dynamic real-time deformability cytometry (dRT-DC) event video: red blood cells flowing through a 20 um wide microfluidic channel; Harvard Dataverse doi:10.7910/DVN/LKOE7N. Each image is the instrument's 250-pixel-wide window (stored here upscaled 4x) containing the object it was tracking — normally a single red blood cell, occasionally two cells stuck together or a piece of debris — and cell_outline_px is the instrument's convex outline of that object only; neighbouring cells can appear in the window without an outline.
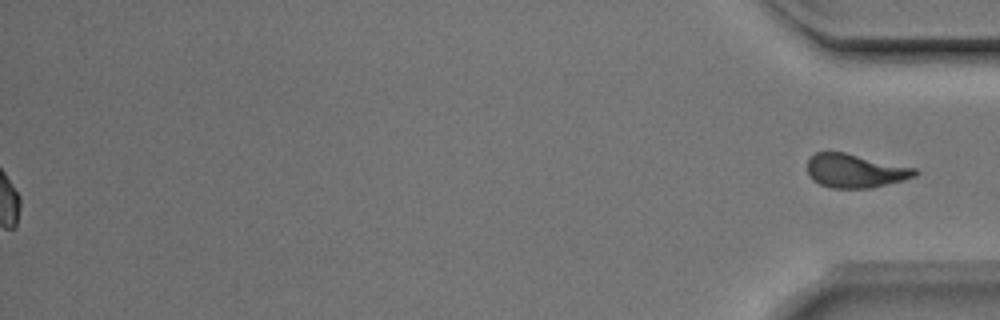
{"species": "Egyptian fruit bat (a non-hibernating species)", "species_latin": "Rousettus aegyptiacus", "temperature_condition": "room temperature", "stored_images_in_passage": 39, "segment_of_instrument_passage": [2, 2], "camera_frame_rate_fps": 3000, "um_per_image_px": 0.085, "animal": {"sex": "male"}, "frame": {"image": 1, "passage_image": 39, "time_ms": 12.667, "image_size_px": [1000, 320], "cell_outline_px": [[920, 172], [916, 176], [904, 180], [868, 188], [828, 188], [812, 180], [808, 172], [808, 160], [816, 152], [844, 152], [916, 168]], "centroid_in_image_um": [72.7, 14.52], "position_along_channel_um": 362.5, "area_um2": 21.1}}